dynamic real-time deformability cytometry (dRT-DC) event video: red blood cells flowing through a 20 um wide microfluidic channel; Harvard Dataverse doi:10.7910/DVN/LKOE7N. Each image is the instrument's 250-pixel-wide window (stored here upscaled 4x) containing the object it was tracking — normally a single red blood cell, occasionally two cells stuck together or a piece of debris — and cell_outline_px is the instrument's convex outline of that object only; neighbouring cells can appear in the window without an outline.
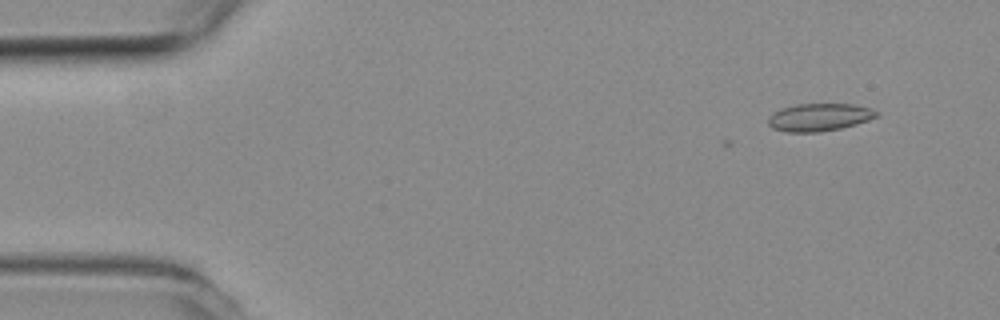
{"species": "common noctule bat (a hibernating species)", "species_latin": "Nyctalus noctula", "temperature_condition": "room temperature", "stored_images_in_passage": 4, "camera_frame_rate_fps": 3000, "um_per_image_px": 0.085, "animal": {"sex": "female", "body_mass_g": 19.3, "forearm_length_mm": 54.1}, "frame": {"image": 1, "passage_image": 1, "time_ms": 0.0, "image_size_px": [1000, 320], "cell_outline_px": [[880, 116], [856, 124], [840, 128], [820, 132], [788, 132], [772, 128], [768, 124], [768, 116], [772, 112], [780, 108], [796, 104], [852, 104], [872, 108], [880, 112]], "centroid_in_image_um": [69.64, 9.96], "position_along_channel_um": 15.4, "area_um2": 17.69}}